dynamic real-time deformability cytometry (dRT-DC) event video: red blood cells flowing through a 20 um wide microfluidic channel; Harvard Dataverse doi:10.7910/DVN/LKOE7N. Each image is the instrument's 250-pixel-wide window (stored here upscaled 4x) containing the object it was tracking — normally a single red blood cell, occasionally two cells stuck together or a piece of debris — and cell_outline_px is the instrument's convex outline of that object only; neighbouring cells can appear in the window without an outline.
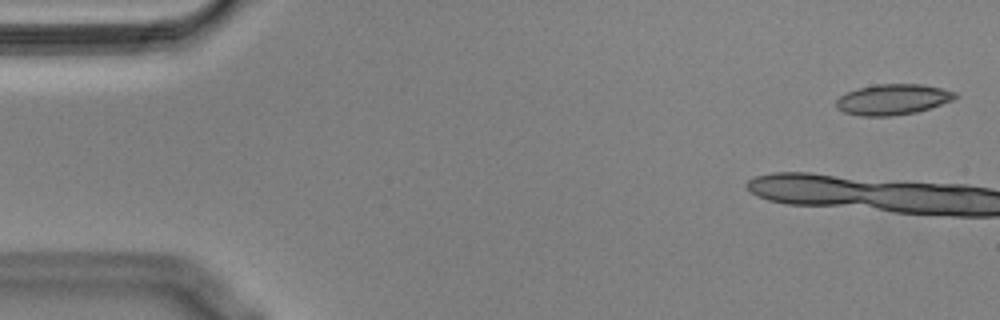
{"species": "Egyptian fruit bat (a non-hibernating species)", "species_latin": "Rousettus aegyptiacus", "temperature_condition": "cold", "stored_images_in_passage": 9, "camera_frame_rate_fps": 3000, "um_per_image_px": 0.085, "animal": {"sex": "male"}, "frame": {"image": 1, "passage_image": 2, "time_ms": 0.333, "image_size_px": [1000, 320], "cell_outline_px": [[960, 96], [952, 100], [916, 112], [888, 116], [860, 116], [844, 112], [836, 108], [836, 100], [840, 96], [856, 88], [876, 84], [920, 84], [940, 88], [956, 92]], "centroid_in_image_um": [75.86, 8.45], "position_along_channel_um": 9.1, "area_um2": 21.15}}